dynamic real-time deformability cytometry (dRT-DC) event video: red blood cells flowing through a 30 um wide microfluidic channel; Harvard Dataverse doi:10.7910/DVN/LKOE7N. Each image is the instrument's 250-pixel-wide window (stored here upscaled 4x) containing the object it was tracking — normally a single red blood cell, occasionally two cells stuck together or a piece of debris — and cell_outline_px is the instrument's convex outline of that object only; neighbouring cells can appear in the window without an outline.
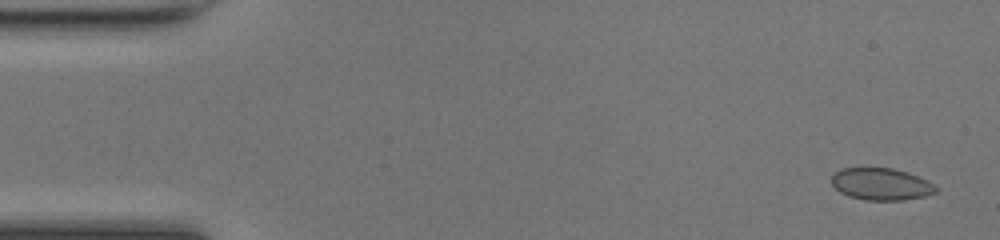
{"species": "common noctule bat (a hibernating species)", "species_latin": "Nyctalus noctula", "temperature_condition": "room temperature", "stored_images_in_passage": 48, "camera_frame_rate_fps": 3000, "um_per_image_px": 0.085, "animal": {"sex": "female", "body_mass_g": 17.0, "forearm_length_mm": 48.0}, "frame": {"image": 1, "passage_image": 2, "time_ms": 0.333, "image_size_px": [1000, 240], "cell_outline_px": [[940, 188], [936, 192], [924, 196], [904, 200], [864, 200], [848, 196], [840, 192], [832, 184], [832, 172], [840, 168], [892, 168], [908, 172], [928, 180]], "centroid_in_image_um": [74.9, 15.64], "position_along_channel_um": 10.1, "area_um2": 19.71}}
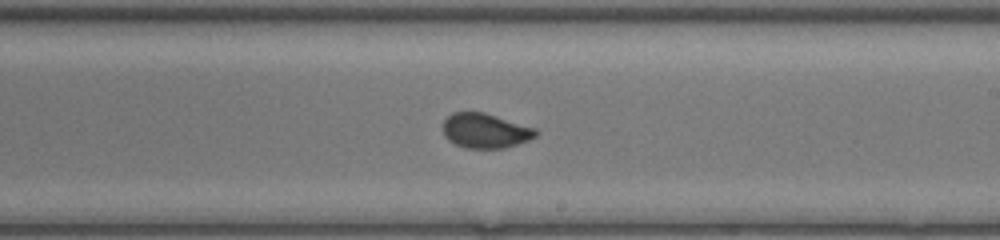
{"frame": {"image": 2, "passage_image": 28, "time_ms": 9.0, "image_size_px": [1000, 240], "cell_outline_px": [[540, 132], [536, 136], [528, 140], [504, 148], [464, 148], [448, 140], [444, 136], [444, 120], [452, 112], [484, 112], [536, 128]], "centroid_in_image_um": [41.26, 11.11], "position_along_channel_um": 247.7, "area_um2": 18.79}}
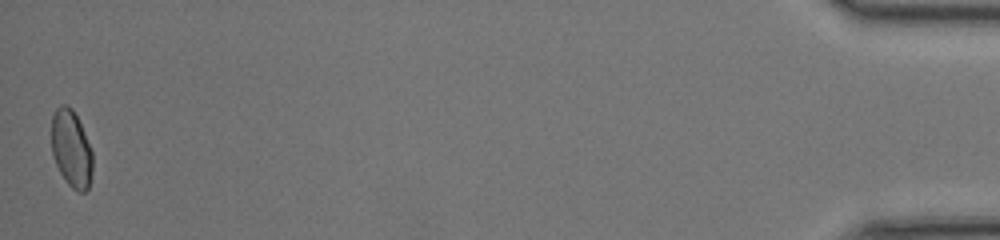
{"frame": {"image": 3, "passage_image": 48, "time_ms": 15.667, "image_size_px": [1000, 240], "cell_outline_px": [[92, 172], [88, 188], [84, 192], [80, 192], [72, 188], [64, 180], [56, 164], [52, 152], [52, 116], [56, 108], [60, 104], [64, 104], [72, 108], [80, 124], [92, 152]], "centroid_in_image_um": [6.05, 12.65], "position_along_channel_um": 429.1, "area_um2": 18.26}, "authors_computed_cell_mechanics": {"area_um2": 19.1896, "velocity_mm_per_s": 4.2701, "shape_relaxation_time_tau1_ms": 7.8844, "shape_relaxation_time_tau2_ms": null, "deformation_change_tau1": 0.1778, "deformation_change_tau2": null}}